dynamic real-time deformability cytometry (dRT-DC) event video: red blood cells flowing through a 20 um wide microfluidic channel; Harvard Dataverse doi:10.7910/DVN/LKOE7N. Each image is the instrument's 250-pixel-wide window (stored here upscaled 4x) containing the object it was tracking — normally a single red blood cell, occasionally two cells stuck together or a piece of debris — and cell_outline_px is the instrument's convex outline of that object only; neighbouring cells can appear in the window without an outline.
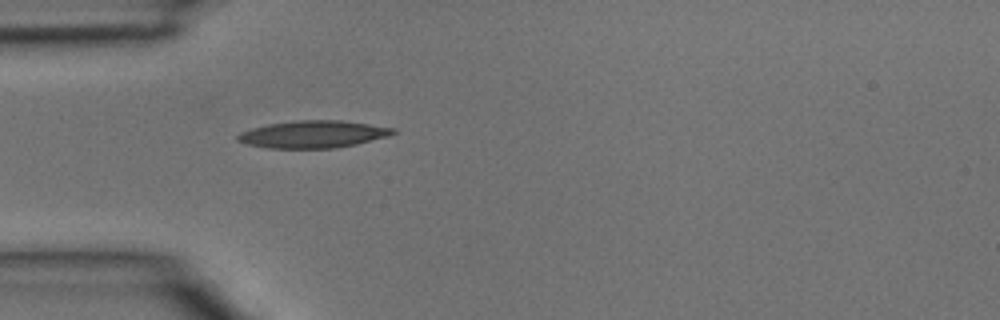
{"species": "common noctule bat (a hibernating species)", "species_latin": "Nyctalus noctula", "temperature_condition": "room temperature", "stored_images_in_passage": 1, "camera_frame_rate_fps": 3000, "um_per_image_px": 0.085, "animal": {"sex": "male", "body_mass_g": 15.6}, "frame": {"image": 1, "passage_image": 1, "time_ms": 0.0, "image_size_px": [1000, 320], "cell_outline_px": [[396, 132], [388, 136], [356, 144], [336, 148], [268, 148], [248, 144], [236, 140], [236, 136], [240, 132], [252, 128], [268, 124], [296, 120], [340, 120], [396, 128]], "centroid_in_image_um": [26.6, 11.41], "position_along_channel_um": 58.4, "area_um2": 24.62}}